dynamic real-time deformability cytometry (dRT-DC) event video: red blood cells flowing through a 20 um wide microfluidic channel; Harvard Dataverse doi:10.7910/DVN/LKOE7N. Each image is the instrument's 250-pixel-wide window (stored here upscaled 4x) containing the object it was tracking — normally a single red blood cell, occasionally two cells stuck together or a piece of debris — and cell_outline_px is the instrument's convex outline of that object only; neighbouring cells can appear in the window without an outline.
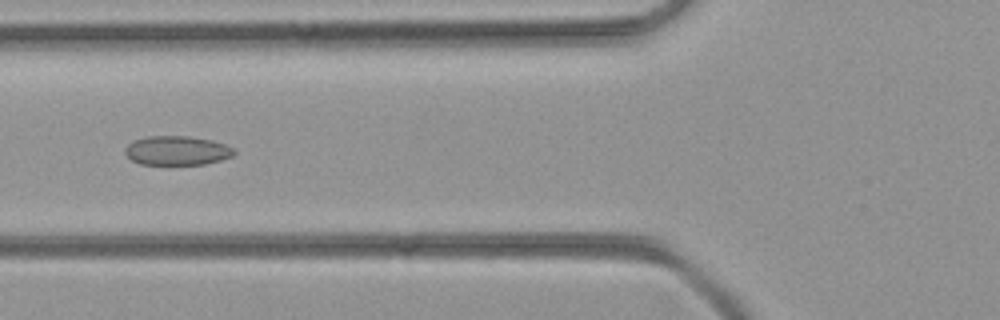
{"species": "common noctule bat (a hibernating species)", "species_latin": "Nyctalus noctula", "temperature_condition": "room temperature", "stored_images_in_passage": 51, "camera_frame_rate_fps": 3000, "um_per_image_px": 0.085, "animal": {"sex": "female", "body_mass_g": 21.9}, "frame": {"image": 1, "passage_image": 20, "time_ms": 6.333, "image_size_px": [1000, 320], "cell_outline_px": [[236, 152], [232, 156], [220, 160], [204, 164], [140, 164], [132, 160], [124, 152], [124, 148], [132, 140], [148, 136], [188, 136], [212, 140], [236, 148]], "centroid_in_image_um": [15.04, 12.79], "position_along_channel_um": 110.8, "area_um2": 18.61}}
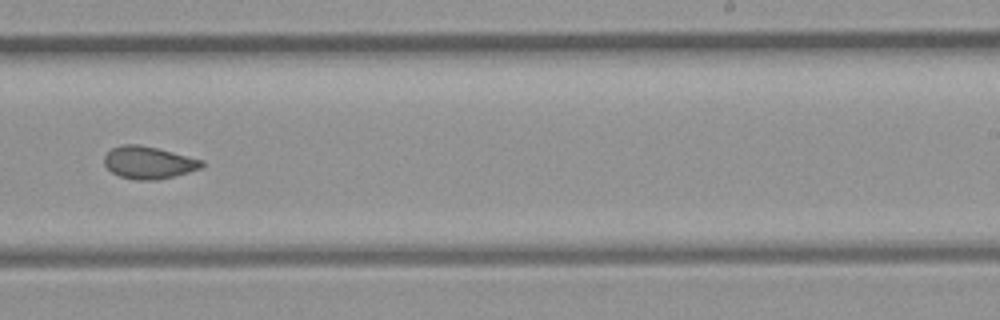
{"frame": {"image": 2, "passage_image": 32, "time_ms": 10.333, "image_size_px": [1000, 320], "cell_outline_px": [[204, 164], [200, 168], [188, 172], [156, 180], [136, 180], [120, 176], [112, 172], [104, 164], [104, 156], [112, 148], [120, 144], [136, 144], [156, 148], [204, 160]], "centroid_in_image_um": [12.61, 13.81], "position_along_channel_um": 276.4, "area_um2": 18.21}}
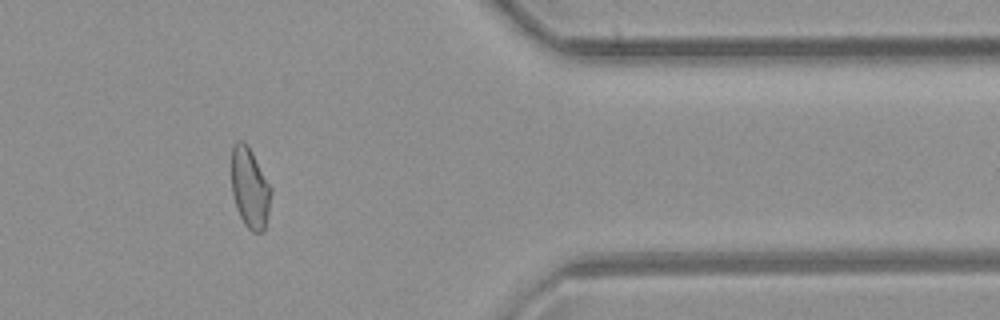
{"frame": {"image": 3, "passage_image": 42, "time_ms": 13.667, "image_size_px": [1000, 320], "cell_outline_px": [[272, 192], [264, 232], [252, 232], [244, 224], [236, 208], [232, 192], [232, 148], [236, 140], [240, 140], [252, 152], [272, 188]], "centroid_in_image_um": [21.24, 16.01], "position_along_channel_um": 390.2, "area_um2": 18.38}}